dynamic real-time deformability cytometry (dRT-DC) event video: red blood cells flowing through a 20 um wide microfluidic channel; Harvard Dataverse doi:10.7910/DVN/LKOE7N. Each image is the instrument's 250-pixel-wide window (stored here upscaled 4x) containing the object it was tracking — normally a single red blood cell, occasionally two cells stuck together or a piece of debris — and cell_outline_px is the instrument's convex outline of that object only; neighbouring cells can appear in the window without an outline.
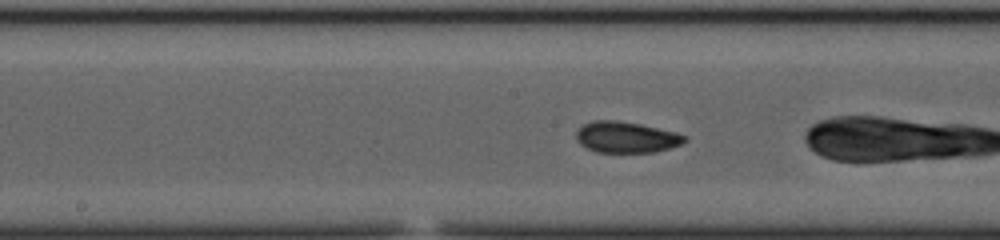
{"species": "common noctule bat (a hibernating species)", "species_latin": "Nyctalus noctula", "temperature_condition": "cold", "stored_images_in_passage": 34, "camera_frame_rate_fps": 3000, "um_per_image_px": 0.085, "animal": {"sex": "female", "body_mass_g": 23.0, "forearm_length_mm": 53.4}, "frame": {"image": 1, "passage_image": 19, "time_ms": 6.0, "image_size_px": [1000, 240], "cell_outline_px": [[688, 140], [684, 144], [652, 152], [596, 152], [580, 144], [576, 140], [576, 132], [584, 124], [592, 120], [616, 120], [640, 124], [676, 132], [688, 136]], "centroid_in_image_um": [53.25, 11.66], "position_along_channel_um": 194.9, "area_um2": 19.71}}
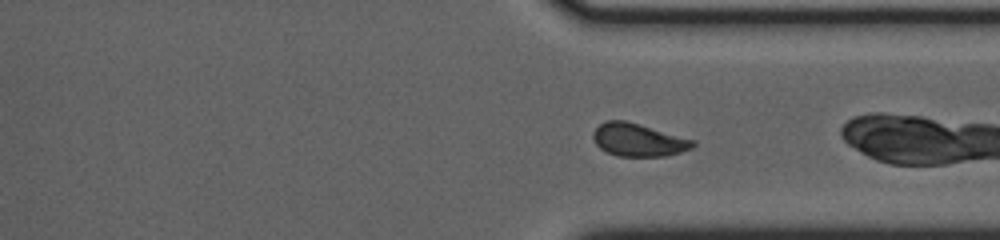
{"frame": {"image": 2, "passage_image": 32, "time_ms": 10.333, "image_size_px": [1000, 240], "cell_outline_px": [[696, 144], [692, 148], [668, 156], [616, 156], [600, 148], [596, 144], [592, 136], [596, 128], [604, 120], [624, 120], [696, 140]], "centroid_in_image_um": [54.27, 11.89], "position_along_channel_um": 357.1, "area_um2": 19.07}}